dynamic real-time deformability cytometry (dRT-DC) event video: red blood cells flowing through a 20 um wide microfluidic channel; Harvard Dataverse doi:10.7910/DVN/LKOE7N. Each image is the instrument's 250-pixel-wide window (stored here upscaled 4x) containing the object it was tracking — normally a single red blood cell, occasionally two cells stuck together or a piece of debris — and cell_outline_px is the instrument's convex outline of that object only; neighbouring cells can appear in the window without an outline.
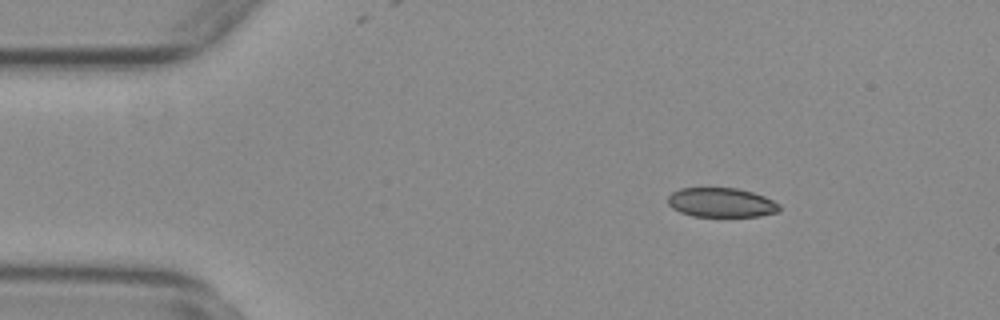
{"species": "common noctule bat (a hibernating species)", "species_latin": "Nyctalus noctula", "temperature_condition": "warm", "stored_images_in_passage": 48, "camera_frame_rate_fps": 3000, "um_per_image_px": 0.085, "animal": {"sex": "female", "body_mass_g": 29.2, "forearm_length_mm": 56.3}, "frame": {"image": 1, "passage_image": 1, "time_ms": 0.0, "image_size_px": [1000, 320], "cell_outline_px": [[780, 212], [760, 216], [692, 216], [680, 212], [672, 208], [668, 204], [668, 196], [672, 192], [680, 188], [736, 188], [752, 192], [764, 196], [780, 204]], "centroid_in_image_um": [61.31, 17.22], "position_along_channel_um": 23.7, "area_um2": 19.13}}
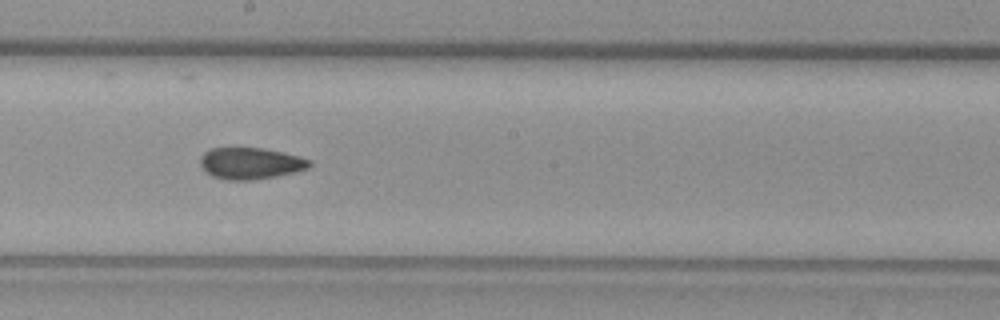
{"frame": {"image": 2, "passage_image": 23, "time_ms": 7.333, "image_size_px": [1000, 320], "cell_outline_px": [[312, 164], [308, 168], [296, 172], [276, 176], [252, 180], [228, 180], [212, 176], [204, 172], [200, 164], [200, 156], [204, 152], [212, 148], [264, 148], [284, 152], [300, 156], [312, 160]], "centroid_in_image_um": [21.3, 13.88], "position_along_channel_um": 226.9, "area_um2": 20.35}}
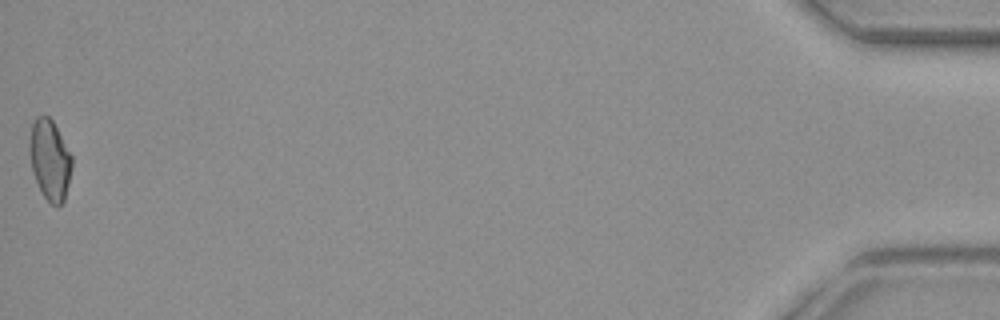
{"frame": {"image": 3, "passage_image": 48, "time_ms": 15.667, "image_size_px": [1000, 320], "cell_outline_px": [[72, 168], [64, 200], [56, 208], [44, 196], [32, 172], [28, 148], [28, 144], [32, 124], [36, 116], [48, 116], [52, 120], [72, 156]], "centroid_in_image_um": [4.22, 13.58], "position_along_channel_um": 431.0, "area_um2": 19.77}, "authors_computed_cell_mechanics": {"area_um2": 20.3167, "velocity_mm_per_s": 3.7363, "shape_relaxation_time_tau1_ms": null, "shape_relaxation_time_tau2_ms": 2.8667, "deformation_change_tau1": null, "deformation_change_tau2": 0.0771}}